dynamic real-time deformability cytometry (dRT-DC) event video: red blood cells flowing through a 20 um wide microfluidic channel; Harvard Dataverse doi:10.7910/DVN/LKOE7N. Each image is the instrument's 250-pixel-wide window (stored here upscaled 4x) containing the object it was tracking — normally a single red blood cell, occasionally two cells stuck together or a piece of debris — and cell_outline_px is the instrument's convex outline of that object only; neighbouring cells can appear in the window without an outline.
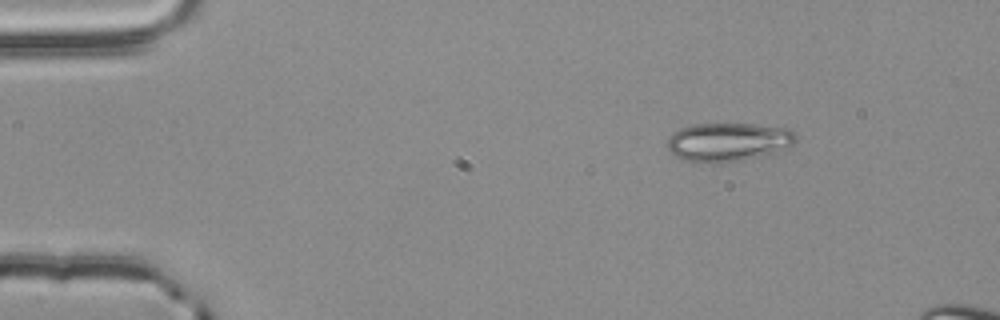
{"species": "common noctule bat (a hibernating species)", "species_latin": "Nyctalus noctula", "temperature_condition": "room temperature", "stored_images_in_passage": 3, "camera_frame_rate_fps": 3000, "um_per_image_px": 0.085, "animal": {"sex": "male", "body_mass_g": 20.4}, "frame": {"image": 1, "passage_image": 1, "time_ms": 0.0, "image_size_px": [1000, 320], "cell_outline_px": [[796, 140], [792, 144], [772, 152], [740, 160], [696, 164], [684, 160], [676, 156], [668, 148], [668, 140], [672, 132], [680, 128], [692, 124], [756, 124], [792, 128], [796, 132]], "centroid_in_image_um": [61.86, 12.04], "position_along_channel_um": 23.1, "area_um2": 28.78}}